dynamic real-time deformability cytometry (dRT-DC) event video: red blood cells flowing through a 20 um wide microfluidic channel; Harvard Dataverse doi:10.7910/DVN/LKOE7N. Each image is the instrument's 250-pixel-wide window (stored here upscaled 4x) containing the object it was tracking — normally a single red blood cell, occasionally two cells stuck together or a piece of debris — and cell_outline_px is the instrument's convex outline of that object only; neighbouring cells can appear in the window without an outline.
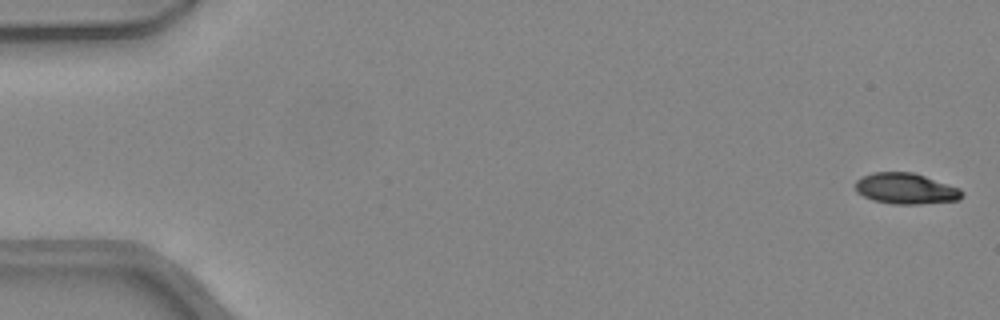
{"species": "common noctule bat (a hibernating species)", "species_latin": "Nyctalus noctula", "temperature_condition": "warm", "stored_images_in_passage": 47, "camera_frame_rate_fps": 3000, "um_per_image_px": 0.085, "animal": {"sex": "female", "body_mass_g": 24.6, "forearm_length_mm": 56.2}, "frame": {"image": 1, "passage_image": 1, "time_ms": 0.0, "image_size_px": [1000, 320], "cell_outline_px": [[964, 196], [960, 200], [920, 204], [892, 204], [872, 200], [856, 192], [856, 180], [872, 172], [912, 172], [960, 188], [964, 192]], "centroid_in_image_um": [77.01, 16.04], "position_along_channel_um": 8.0, "area_um2": 19.25}}
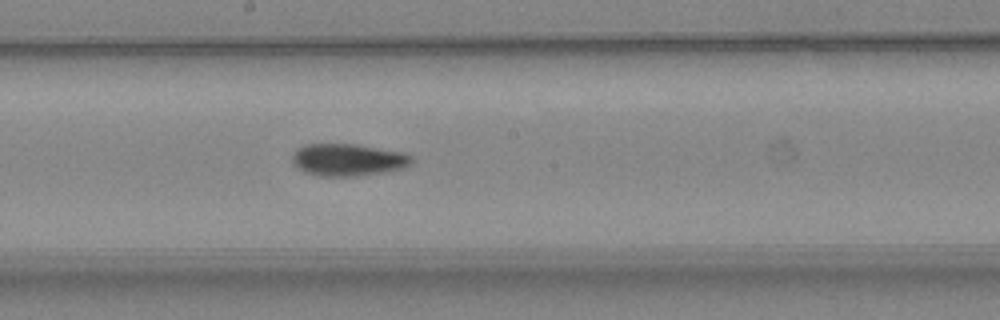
{"frame": {"image": 2, "passage_image": 26, "time_ms": 8.333, "image_size_px": [1000, 320], "cell_outline_px": [[412, 164], [404, 168], [384, 172], [356, 176], [320, 176], [304, 172], [296, 168], [292, 164], [292, 152], [296, 148], [304, 144], [356, 144], [408, 152], [412, 156]], "centroid_in_image_um": [29.58, 13.57], "position_along_channel_um": 218.6, "area_um2": 22.95}}
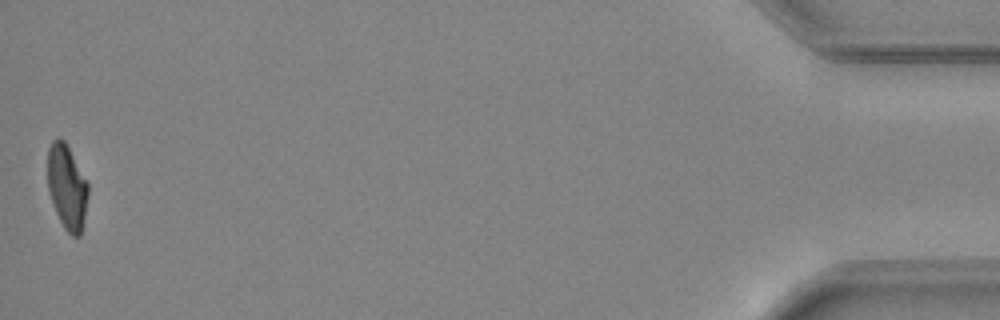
{"frame": {"image": 3, "passage_image": 47, "time_ms": 15.333, "image_size_px": [1000, 320], "cell_outline_px": [[88, 196], [80, 236], [72, 236], [64, 228], [56, 212], [48, 192], [48, 148], [52, 140], [56, 136], [64, 140], [88, 180]], "centroid_in_image_um": [5.69, 15.85], "position_along_channel_um": 429.5, "area_um2": 20.06}, "authors_computed_cell_mechanics": {"area_um2": 21.386, "velocity_mm_per_s": 4.3895, "shape_relaxation_time_tau1_ms": 8.1563, "shape_relaxation_time_tau2_ms": 3.8763, "deformation_change_tau1": 0.243, "deformation_change_tau2": 0.0916}}